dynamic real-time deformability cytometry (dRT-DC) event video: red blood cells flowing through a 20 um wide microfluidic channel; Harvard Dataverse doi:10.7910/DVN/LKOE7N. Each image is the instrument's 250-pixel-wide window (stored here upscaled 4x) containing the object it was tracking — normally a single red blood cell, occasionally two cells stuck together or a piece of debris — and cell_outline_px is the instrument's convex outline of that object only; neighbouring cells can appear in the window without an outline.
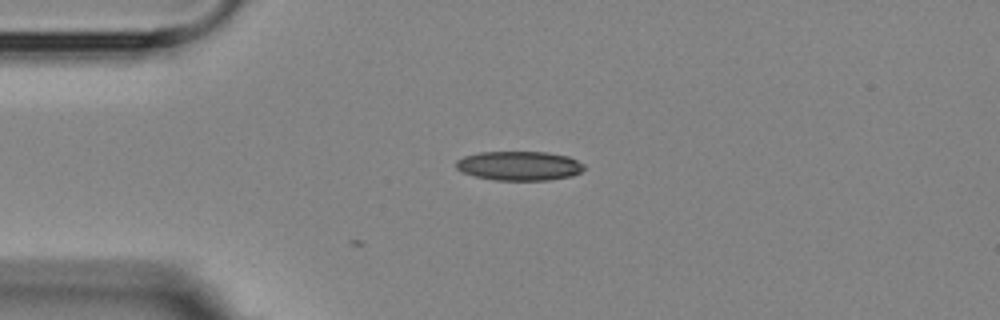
{"species": "Egyptian fruit bat (a non-hibernating species)", "species_latin": "Rousettus aegyptiacus", "temperature_condition": "room temperature", "stored_images_in_passage": 12, "camera_frame_rate_fps": 3000, "um_per_image_px": 0.085, "animal": {"sex": "female"}, "frame": {"image": 1, "passage_image": 1, "time_ms": 0.0, "image_size_px": [1000, 320], "cell_outline_px": [[584, 168], [580, 172], [572, 176], [548, 180], [496, 180], [476, 176], [464, 172], [456, 168], [456, 160], [464, 156], [480, 152], [548, 152], [568, 156], [584, 164]], "centroid_in_image_um": [44.15, 14.09], "position_along_channel_um": 40.9, "area_um2": 21.73}}
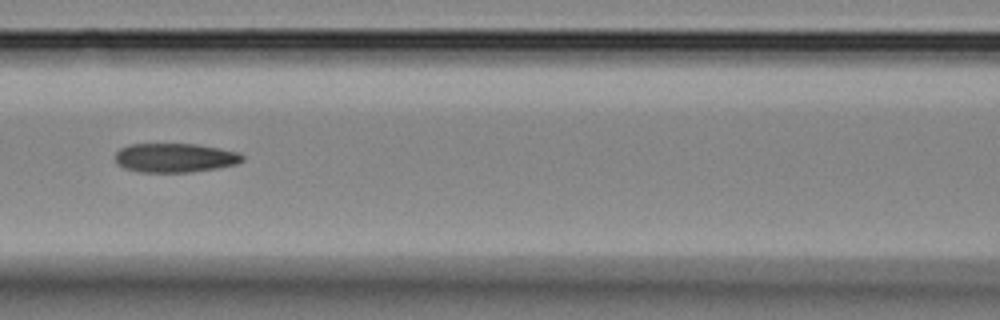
{"frame": {"image": 2, "passage_image": 4, "time_ms": 3.667, "image_size_px": [1000, 320], "cell_outline_px": [[244, 160], [236, 164], [216, 168], [192, 172], [140, 172], [124, 168], [116, 164], [116, 152], [120, 148], [128, 144], [196, 144], [236, 152], [244, 156]], "centroid_in_image_um": [14.83, 13.41], "position_along_channel_um": 151.8, "area_um2": 21.5}}
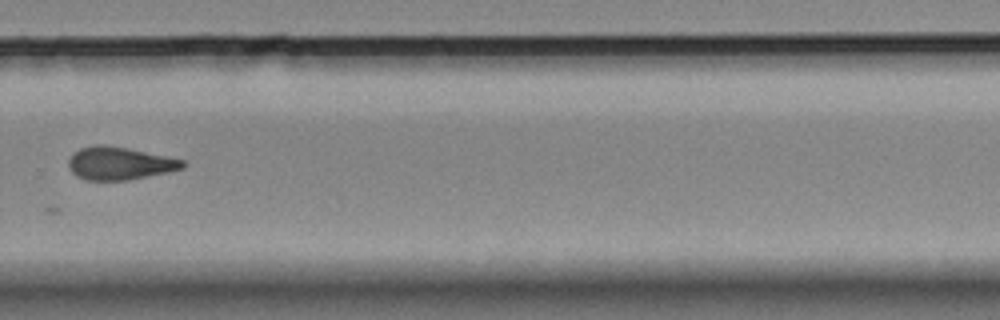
{"frame": {"image": 3, "passage_image": 8, "time_ms": 8.333, "image_size_px": [1000, 320], "cell_outline_px": [[188, 164], [184, 168], [168, 172], [128, 180], [84, 180], [76, 176], [72, 172], [68, 164], [68, 160], [72, 152], [80, 148], [96, 144], [104, 144], [184, 160]], "centroid_in_image_um": [10.13, 13.89], "position_along_channel_um": 319.7, "area_um2": 21.79}}